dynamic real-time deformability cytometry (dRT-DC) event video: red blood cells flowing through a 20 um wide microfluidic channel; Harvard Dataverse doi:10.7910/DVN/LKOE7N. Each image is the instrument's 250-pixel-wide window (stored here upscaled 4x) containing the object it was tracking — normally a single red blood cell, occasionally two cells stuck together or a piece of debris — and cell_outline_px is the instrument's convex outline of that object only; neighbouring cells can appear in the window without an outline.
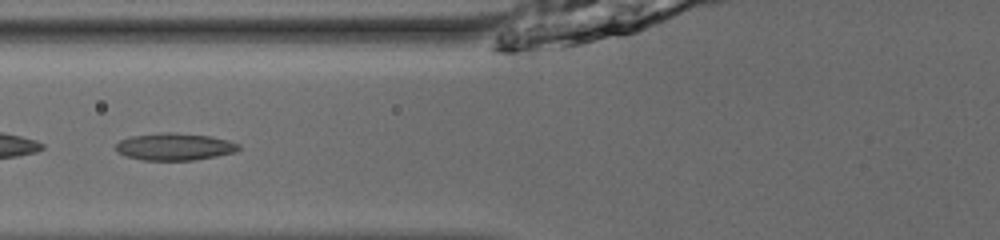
{"species": "common noctule bat (a hibernating species)", "species_latin": "Nyctalus noctula", "temperature_condition": "room temperature", "stored_images_in_passage": 34, "camera_frame_rate_fps": 3000, "um_per_image_px": 0.085, "animal": {"sex": "male", "body_mass_g": 13.0, "forearm_length_mm": 53.1}, "frame": {"image": 1, "passage_image": 6, "time_ms": 1.667, "image_size_px": [1000, 240], "cell_outline_px": [[240, 148], [236, 152], [196, 160], [144, 160], [124, 156], [116, 148], [116, 144], [120, 140], [132, 136], [164, 132], [168, 132], [212, 136], [228, 140], [240, 144]], "centroid_in_image_um": [14.88, 12.47], "position_along_channel_um": 110.9, "area_um2": 19.42}}
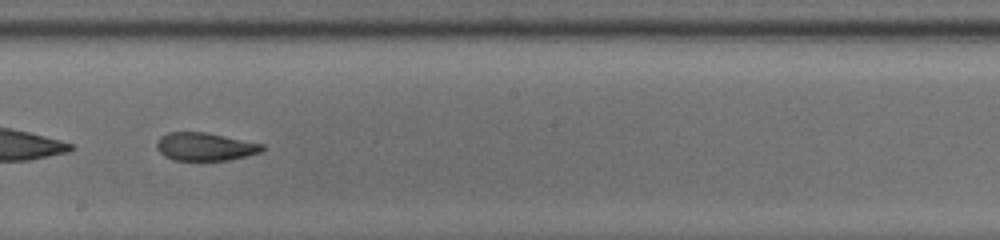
{"frame": {"image": 2, "passage_image": 15, "time_ms": 4.667, "image_size_px": [1000, 240], "cell_outline_px": [[268, 148], [264, 152], [228, 160], [172, 160], [164, 156], [156, 148], [156, 140], [160, 136], [168, 132], [208, 132], [264, 144]], "centroid_in_image_um": [17.46, 12.46], "position_along_channel_um": 230.7, "area_um2": 17.63}, "authors_computed_cell_mechanics": {"area_um2": 18.7561, "velocity_mm_per_s": 3.9786, "shape_relaxation_time_tau1_ms": null, "shape_relaxation_time_tau2_ms": 1.8339, "deformation_change_tau1": null, "deformation_change_tau2": 0.0965}}